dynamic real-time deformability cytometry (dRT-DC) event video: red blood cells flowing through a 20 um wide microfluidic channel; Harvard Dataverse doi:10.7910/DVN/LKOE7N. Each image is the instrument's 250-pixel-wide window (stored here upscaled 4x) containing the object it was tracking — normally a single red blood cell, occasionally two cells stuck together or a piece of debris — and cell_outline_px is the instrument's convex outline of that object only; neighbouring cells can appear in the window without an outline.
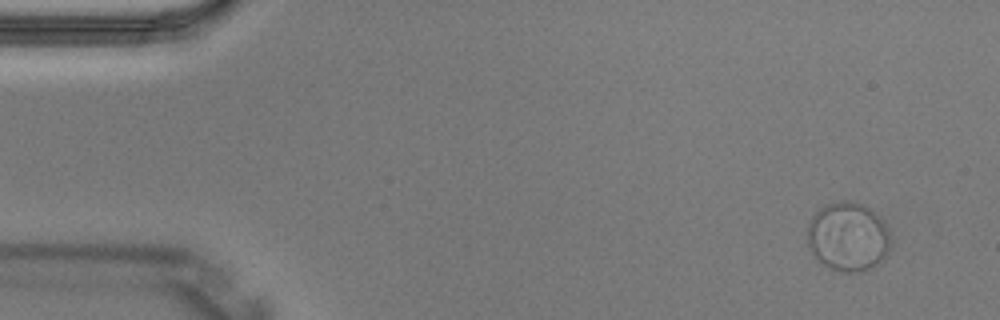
{"species": "Egyptian fruit bat (a non-hibernating species)", "species_latin": "Rousettus aegyptiacus", "temperature_condition": "warm", "stored_images_in_passage": 3, "camera_frame_rate_fps": 3000, "um_per_image_px": 0.085, "animal": {"sex": "male"}, "frame": {"image": 1, "passage_image": 3, "time_ms": 0.667, "image_size_px": [1000, 320], "cell_outline_px": [[888, 248], [884, 256], [880, 260], [868, 268], [860, 272], [844, 272], [832, 268], [824, 264], [812, 252], [808, 244], [808, 224], [812, 216], [820, 208], [828, 204], [844, 200], [852, 200], [868, 208], [884, 224], [888, 232]], "centroid_in_image_um": [72.03, 20.11], "position_along_channel_um": 13.0, "area_um2": 32.43}}